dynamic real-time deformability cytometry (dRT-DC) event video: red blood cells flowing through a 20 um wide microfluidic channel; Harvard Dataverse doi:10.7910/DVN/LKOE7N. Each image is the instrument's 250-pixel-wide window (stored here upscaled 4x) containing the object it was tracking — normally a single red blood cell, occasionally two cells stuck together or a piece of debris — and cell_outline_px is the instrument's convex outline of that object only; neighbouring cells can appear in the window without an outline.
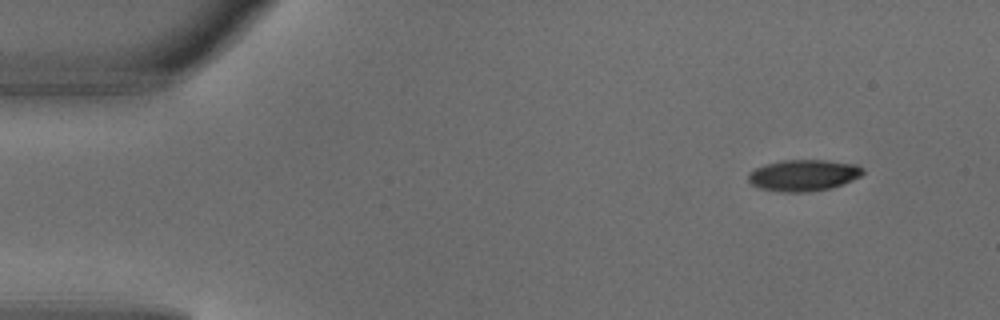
{"species": "common noctule bat (a hibernating species)", "species_latin": "Nyctalus noctula", "temperature_condition": "warm", "stored_images_in_passage": 3, "camera_frame_rate_fps": 3000, "um_per_image_px": 0.085, "animal": {"sex": "male", "body_mass_g": 18.8}, "frame": {"image": 1, "passage_image": 1, "time_ms": 0.0, "image_size_px": [1000, 320], "cell_outline_px": [[864, 172], [860, 176], [852, 180], [832, 188], [808, 192], [780, 192], [760, 188], [752, 184], [748, 180], [748, 172], [764, 164], [784, 160], [828, 160], [856, 164], [864, 168]], "centroid_in_image_um": [68.3, 14.9], "position_along_channel_um": 16.7, "area_um2": 21.1}}
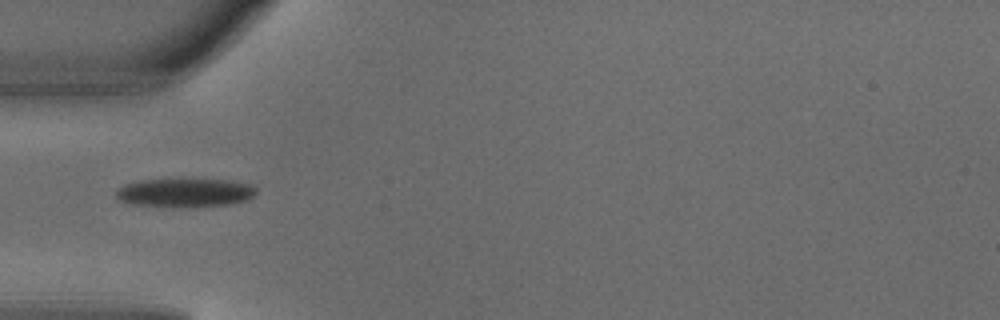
{"frame": {"image": 2, "passage_image": 3, "time_ms": 0.667, "image_size_px": [1000, 320], "cell_outline_px": [[256, 192], [248, 200], [232, 204], [188, 208], [172, 208], [132, 204], [120, 200], [116, 196], [116, 188], [124, 184], [140, 180], [228, 180], [252, 184], [256, 188]], "centroid_in_image_um": [15.72, 16.41], "position_along_channel_um": 69.3, "area_um2": 23.81}}